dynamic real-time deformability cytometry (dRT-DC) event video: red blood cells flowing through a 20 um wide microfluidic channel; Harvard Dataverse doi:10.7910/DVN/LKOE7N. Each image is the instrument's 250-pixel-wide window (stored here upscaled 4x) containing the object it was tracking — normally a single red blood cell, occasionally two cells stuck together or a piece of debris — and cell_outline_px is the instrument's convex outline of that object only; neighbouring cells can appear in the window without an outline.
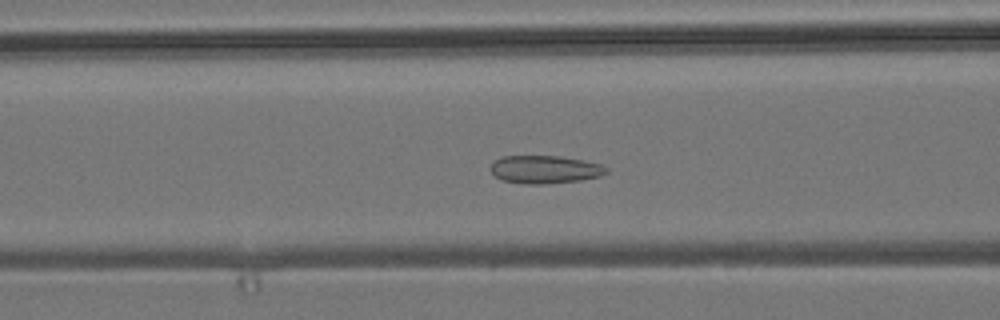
{"species": "common noctule bat (a hibernating species)", "species_latin": "Nyctalus noctula", "temperature_condition": "room temperature", "stored_images_in_passage": 38, "camera_frame_rate_fps": 3000, "um_per_image_px": 0.085, "animal": {"sex": "male", "body_mass_g": 19.2, "forearm_length_mm": 51.8}, "frame": {"image": 1, "passage_image": 6, "time_ms": 1.667, "image_size_px": [1000, 320], "cell_outline_px": [[608, 172], [600, 176], [580, 180], [544, 184], [524, 184], [504, 180], [496, 176], [492, 172], [492, 164], [496, 160], [504, 156], [560, 156], [584, 160], [600, 164], [608, 168]], "centroid_in_image_um": [46.36, 14.4], "position_along_channel_um": 120.2, "area_um2": 18.67}}
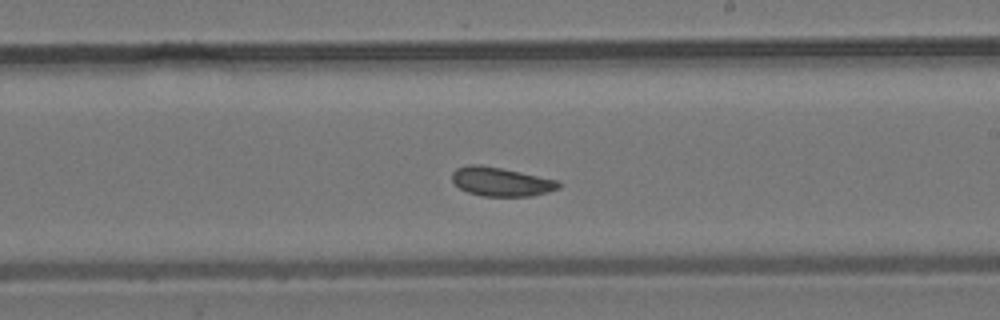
{"frame": {"image": 2, "passage_image": 16, "time_ms": 5.0, "image_size_px": [1000, 320], "cell_outline_px": [[560, 188], [548, 192], [532, 196], [484, 196], [468, 192], [460, 188], [452, 180], [452, 172], [456, 168], [468, 164], [480, 164], [520, 172], [556, 180], [560, 184]], "centroid_in_image_um": [42.56, 15.44], "position_along_channel_um": 246.4, "area_um2": 17.8}}
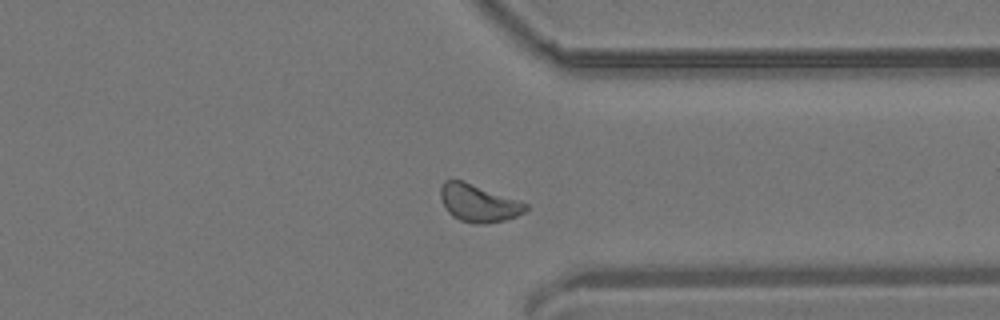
{"frame": {"image": 3, "passage_image": 26, "time_ms": 8.333, "image_size_px": [1000, 320], "cell_outline_px": [[528, 208], [524, 212], [516, 216], [504, 220], [484, 224], [476, 224], [460, 220], [452, 216], [448, 212], [440, 196], [440, 188], [444, 180], [464, 180], [528, 204]], "centroid_in_image_um": [40.65, 17.26], "position_along_channel_um": 370.7, "area_um2": 18.5}, "authors_computed_cell_mechanics": {"area_um2": 18.0914, "velocity_mm_per_s": 3.7844, "shape_relaxation_time_tau1_ms": 8.6293, "shape_relaxation_time_tau2_ms": null, "deformation_change_tau1": 0.0677, "deformation_change_tau2": null}}